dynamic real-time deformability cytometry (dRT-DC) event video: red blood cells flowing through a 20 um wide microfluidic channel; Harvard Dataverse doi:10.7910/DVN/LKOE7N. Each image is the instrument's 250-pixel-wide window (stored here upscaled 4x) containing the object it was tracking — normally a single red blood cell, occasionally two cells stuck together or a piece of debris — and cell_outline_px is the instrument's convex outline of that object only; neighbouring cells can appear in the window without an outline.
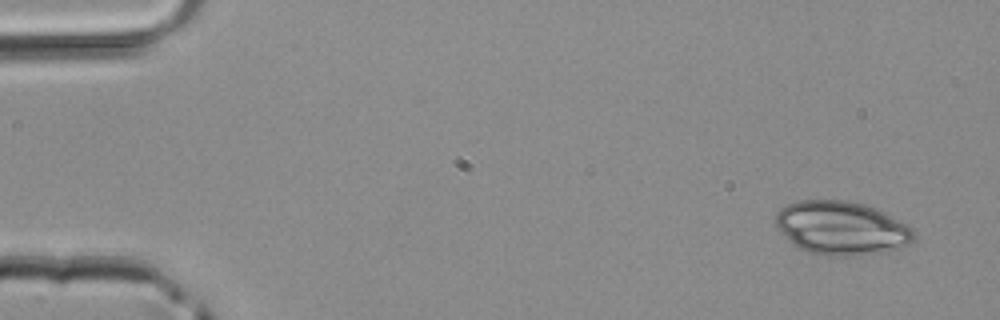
{"species": "common noctule bat (a hibernating species)", "species_latin": "Nyctalus noctula", "temperature_condition": "room temperature", "stored_images_in_passage": 4, "camera_frame_rate_fps": 3000, "um_per_image_px": 0.085, "animal": {"sex": "male", "body_mass_g": 20.4}, "frame": {"image": 1, "passage_image": 1, "time_ms": 0.0, "image_size_px": [1000, 320], "cell_outline_px": [[916, 240], [908, 244], [896, 248], [880, 252], [860, 256], [828, 256], [812, 252], [800, 248], [784, 236], [780, 232], [776, 224], [776, 212], [780, 208], [796, 200], [848, 200], [864, 204], [876, 208], [908, 224], [916, 232]], "centroid_in_image_um": [71.55, 19.37], "position_along_channel_um": 13.4, "area_um2": 43.35}}